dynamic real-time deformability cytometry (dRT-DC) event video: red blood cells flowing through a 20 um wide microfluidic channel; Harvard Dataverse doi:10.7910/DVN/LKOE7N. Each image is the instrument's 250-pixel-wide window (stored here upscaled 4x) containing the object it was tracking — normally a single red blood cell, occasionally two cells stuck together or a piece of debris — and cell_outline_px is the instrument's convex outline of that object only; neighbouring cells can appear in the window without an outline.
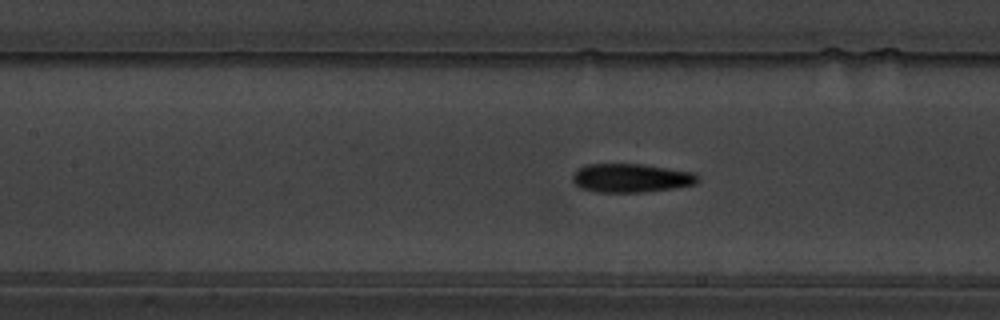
{"species": "common noctule bat (a hibernating species)", "species_latin": "Nyctalus noctula", "temperature_condition": "warm", "stored_images_in_passage": 47, "camera_frame_rate_fps": 3000, "um_per_image_px": 0.085, "animal": {"sex": "male", "body_mass_g": 19.5, "forearm_length_mm": 54.6}, "frame": {"image": 1, "passage_image": 27, "time_ms": 8.667, "image_size_px": [1000, 320], "cell_outline_px": [[700, 180], [696, 184], [672, 188], [644, 192], [596, 192], [580, 188], [572, 180], [572, 172], [576, 168], [588, 164], [640, 164], [692, 172], [700, 176]], "centroid_in_image_um": [53.6, 15.13], "position_along_channel_um": 153.8, "area_um2": 21.04}}
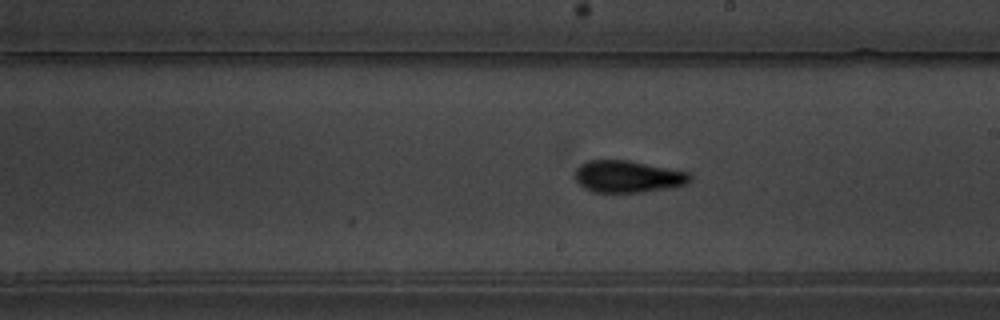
{"frame": {"image": 2, "passage_image": 34, "time_ms": 11.0, "image_size_px": [1000, 320], "cell_outline_px": [[692, 180], [688, 184], [668, 188], [640, 192], [592, 192], [584, 188], [572, 176], [576, 168], [580, 164], [588, 160], [628, 160], [688, 172], [692, 176]], "centroid_in_image_um": [53.34, 15.0], "position_along_channel_um": 235.7, "area_um2": 21.56}}
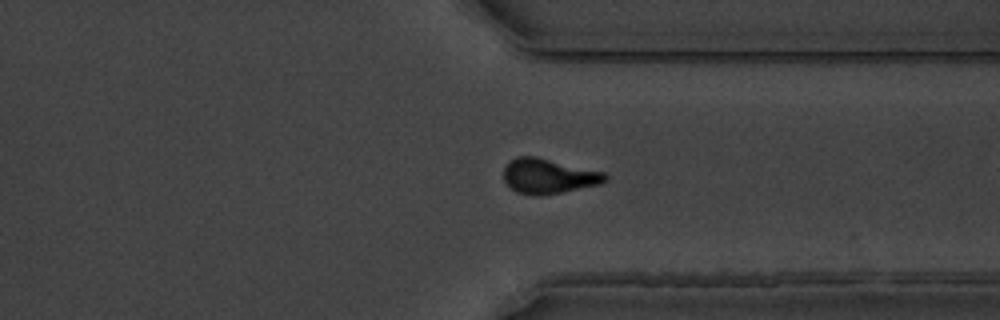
{"frame": {"image": 3, "passage_image": 45, "time_ms": 14.667, "image_size_px": [1000, 320], "cell_outline_px": [[608, 180], [600, 184], [544, 196], [532, 196], [516, 192], [504, 180], [504, 168], [516, 156], [536, 156], [604, 172], [608, 176]], "centroid_in_image_um": [46.64, 14.98], "position_along_channel_um": 364.8, "area_um2": 20.75}}